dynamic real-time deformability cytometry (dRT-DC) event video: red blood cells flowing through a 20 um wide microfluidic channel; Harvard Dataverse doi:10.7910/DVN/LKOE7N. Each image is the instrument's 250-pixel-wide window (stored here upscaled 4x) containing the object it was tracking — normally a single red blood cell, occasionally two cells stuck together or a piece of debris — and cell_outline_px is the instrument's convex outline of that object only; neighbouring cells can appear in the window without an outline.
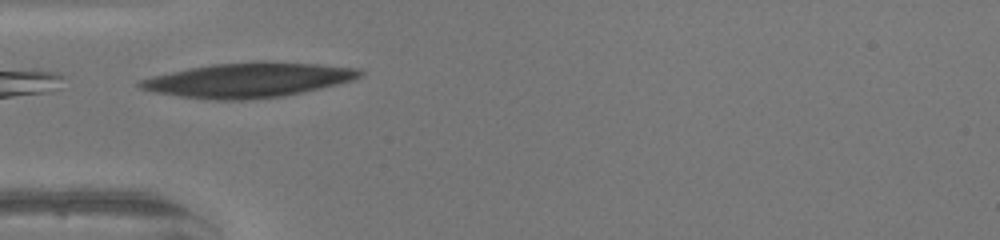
{"species": "human", "species_latin": "Homo sapiens", "temperature_condition": "warm", "stored_images_in_passage": 27, "camera_frame_rate_fps": 3000, "um_per_image_px": 0.085, "donor": {"sex": "female"}, "frame": {"image": 1, "passage_image": 1, "time_ms": 0.0, "image_size_px": [1000, 240], "cell_outline_px": [[364, 76], [352, 80], [320, 88], [280, 96], [244, 100], [216, 100], [180, 96], [152, 92], [140, 88], [136, 84], [140, 80], [152, 76], [188, 68], [212, 64], [264, 60], [316, 64], [360, 68], [364, 72]], "centroid_in_image_um": [21.11, 6.79], "position_along_channel_um": 63.9, "area_um2": 44.39}}
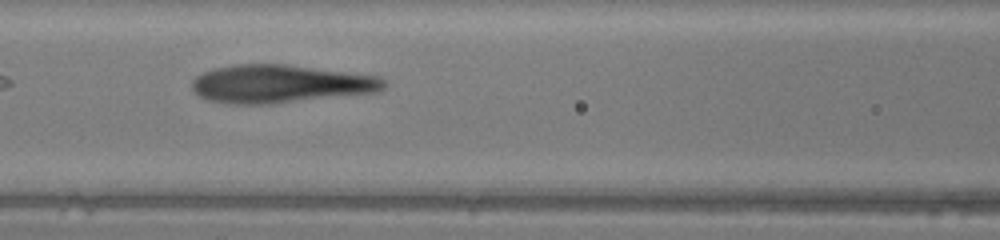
{"frame": {"image": 2, "passage_image": 7, "time_ms": 2.0, "image_size_px": [1000, 240], "cell_outline_px": [[388, 84], [384, 88], [376, 92], [268, 104], [228, 104], [208, 100], [192, 92], [192, 80], [196, 76], [204, 72], [216, 68], [236, 64], [284, 64], [380, 76], [388, 80]], "centroid_in_image_um": [23.82, 7.13], "position_along_channel_um": 142.8, "area_um2": 42.66}}
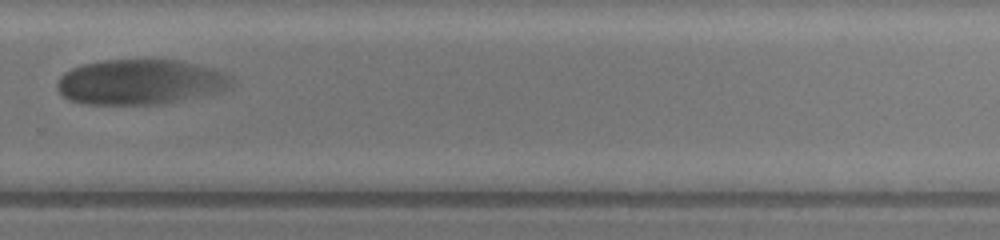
{"frame": {"image": 3, "passage_image": 20, "time_ms": 6.333, "image_size_px": [1000, 240], "cell_outline_px": [[236, 84], [232, 88], [216, 92], [160, 104], [84, 104], [68, 100], [56, 88], [56, 84], [60, 76], [64, 72], [72, 68], [84, 64], [104, 60], [180, 60], [212, 68], [224, 72], [232, 76]], "centroid_in_image_um": [11.94, 6.96], "position_along_channel_um": 317.9, "area_um2": 46.01}, "authors_computed_cell_mechanics": {"area_um2": 44.5638, "velocity_mm_per_s": 4.0446, "shape_relaxation_time_tau1_ms": 6.7675, "shape_relaxation_time_tau2_ms": null, "deformation_change_tau1": 0.2171, "deformation_change_tau2": null}}